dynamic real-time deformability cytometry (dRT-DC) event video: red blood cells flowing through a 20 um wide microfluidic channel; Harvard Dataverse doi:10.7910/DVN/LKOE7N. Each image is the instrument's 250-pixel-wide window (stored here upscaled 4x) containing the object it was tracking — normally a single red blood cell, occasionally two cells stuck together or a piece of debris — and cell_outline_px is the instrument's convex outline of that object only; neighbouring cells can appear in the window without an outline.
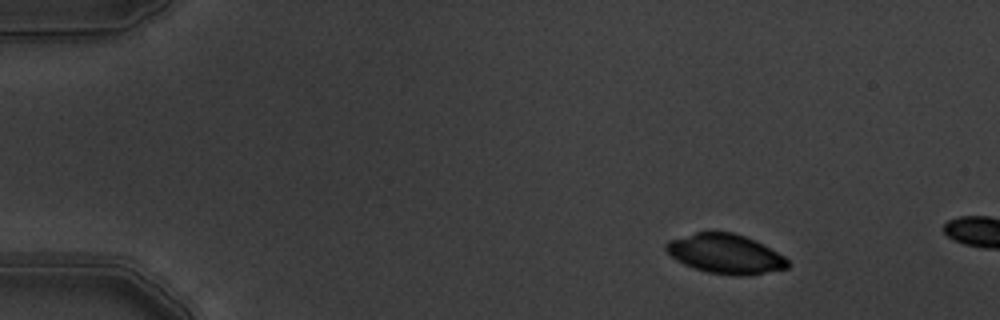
{"species": "common noctule bat (a hibernating species)", "species_latin": "Nyctalus noctula", "temperature_condition": "warm", "stored_images_in_passage": 3, "camera_frame_rate_fps": 3000, "um_per_image_px": 0.085, "animal": {"sex": "male", "body_mass_g": 19.5, "forearm_length_mm": 54.6}, "frame": {"image": 1, "passage_image": 2, "time_ms": 0.333, "image_size_px": [1000, 320], "cell_outline_px": [[788, 268], [748, 276], [736, 276], [708, 272], [684, 264], [676, 260], [664, 248], [664, 244], [668, 240], [696, 232], [732, 232], [744, 236], [764, 244], [784, 256], [788, 260]], "centroid_in_image_um": [61.66, 21.58], "position_along_channel_um": 23.3, "area_um2": 27.98}}